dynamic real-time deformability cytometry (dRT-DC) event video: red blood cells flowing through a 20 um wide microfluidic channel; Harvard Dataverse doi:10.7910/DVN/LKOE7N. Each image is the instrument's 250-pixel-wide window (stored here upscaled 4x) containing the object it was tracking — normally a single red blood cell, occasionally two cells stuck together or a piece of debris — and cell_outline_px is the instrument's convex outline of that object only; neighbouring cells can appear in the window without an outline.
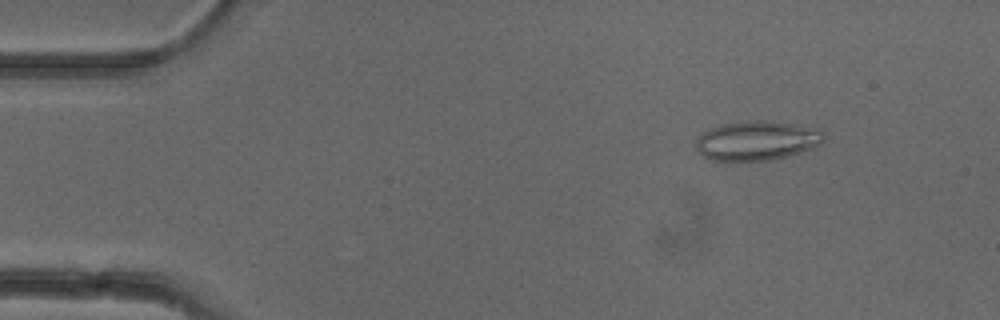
{"species": "common noctule bat (a hibernating species)", "species_latin": "Nyctalus noctula", "temperature_condition": "cold", "stored_images_in_passage": 6, "camera_frame_rate_fps": 3000, "um_per_image_px": 0.085, "animal": {"sex": "female"}, "frame": {"image": 1, "passage_image": 2, "time_ms": 0.333, "image_size_px": [1000, 320], "cell_outline_px": [[824, 140], [820, 144], [812, 148], [800, 152], [768, 160], [712, 160], [704, 156], [696, 148], [696, 140], [708, 128], [720, 124], [748, 120], [764, 120], [796, 124], [820, 128], [824, 132]], "centroid_in_image_um": [64.36, 11.92], "position_along_channel_um": 20.6, "area_um2": 29.36}}